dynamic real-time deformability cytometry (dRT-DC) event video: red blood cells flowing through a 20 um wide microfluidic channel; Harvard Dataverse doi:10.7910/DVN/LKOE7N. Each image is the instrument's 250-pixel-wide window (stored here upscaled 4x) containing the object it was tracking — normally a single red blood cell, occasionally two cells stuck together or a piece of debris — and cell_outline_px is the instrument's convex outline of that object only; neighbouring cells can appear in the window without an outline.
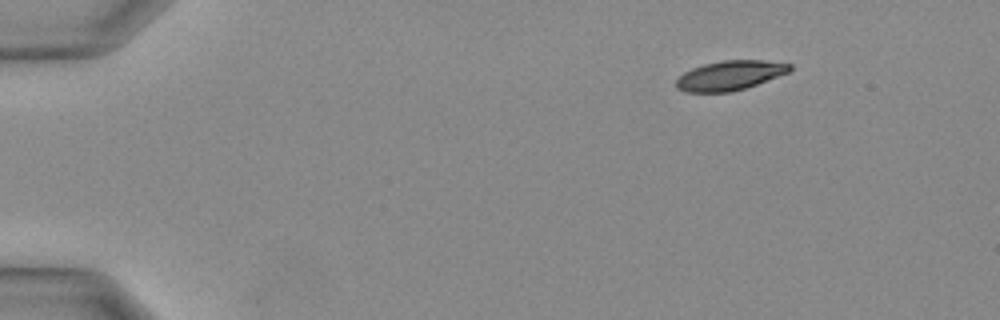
{"species": "Egyptian fruit bat (a non-hibernating species)", "species_latin": "Rousettus aegyptiacus", "temperature_condition": "warm", "stored_images_in_passage": 32, "segment_of_instrument_passage": [1, 2], "camera_frame_rate_fps": 3000, "um_per_image_px": 0.085, "animal": {"sex": "female"}, "frame": {"image": 1, "passage_image": 1, "time_ms": 0.0, "image_size_px": [1000, 320], "cell_outline_px": [[792, 68], [788, 72], [756, 84], [744, 88], [728, 92], [684, 92], [676, 88], [676, 80], [684, 72], [692, 68], [704, 64], [720, 60], [764, 60], [792, 64]], "centroid_in_image_um": [62.01, 6.4], "position_along_channel_um": 23.0, "area_um2": 19.42}}
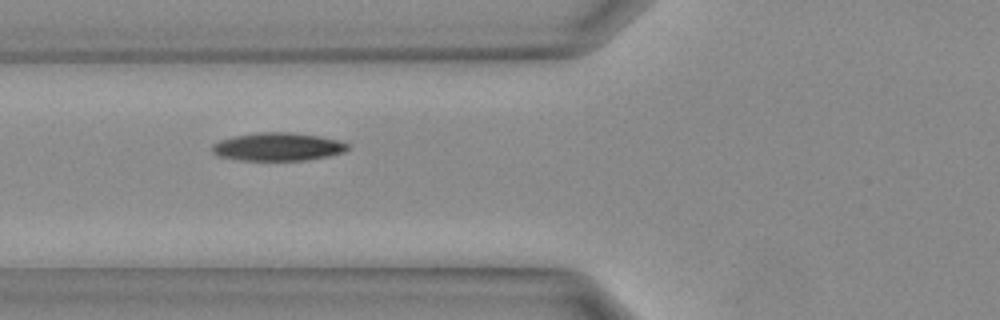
{"frame": {"image": 2, "passage_image": 10, "time_ms": 3.0, "image_size_px": [1000, 320], "cell_outline_px": [[348, 148], [344, 152], [328, 156], [308, 160], [240, 160], [220, 156], [212, 152], [212, 144], [220, 140], [232, 136], [256, 132], [288, 132], [320, 136], [336, 140], [348, 144]], "centroid_in_image_um": [23.59, 12.47], "position_along_channel_um": 102.2, "area_um2": 22.14}}
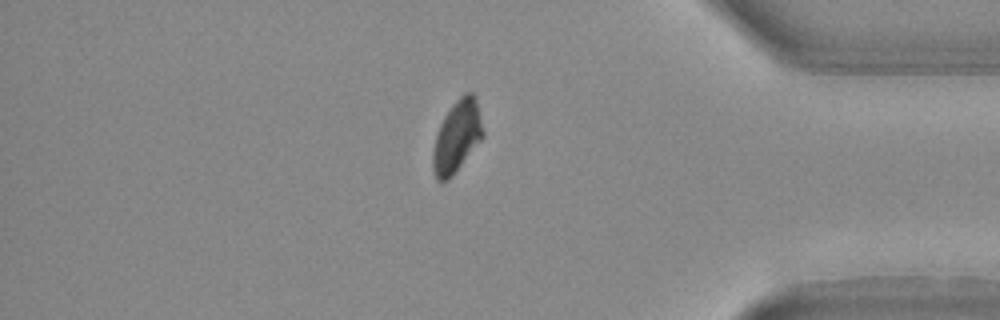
{"frame": {"image": 3, "passage_image": 26, "time_ms": 8.333, "image_size_px": [1000, 320], "cell_outline_px": [[484, 136], [452, 176], [444, 184], [440, 184], [436, 180], [432, 168], [432, 152], [436, 136], [440, 124], [444, 116], [452, 104], [464, 92], [472, 92], [476, 96], [484, 132]], "centroid_in_image_um": [38.82, 11.62], "position_along_channel_um": 396.4, "area_um2": 21.21}}